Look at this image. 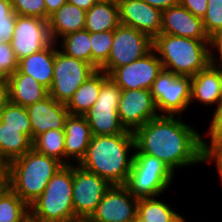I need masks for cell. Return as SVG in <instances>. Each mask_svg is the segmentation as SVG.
I'll return each instance as SVG.
<instances>
[{"label": "cell", "mask_w": 222, "mask_h": 222, "mask_svg": "<svg viewBox=\"0 0 222 222\" xmlns=\"http://www.w3.org/2000/svg\"><path fill=\"white\" fill-rule=\"evenodd\" d=\"M7 89L9 101L23 107L42 101L49 96V90L46 87L32 76L20 73L18 70L8 77Z\"/></svg>", "instance_id": "ffe728a7"}, {"label": "cell", "mask_w": 222, "mask_h": 222, "mask_svg": "<svg viewBox=\"0 0 222 222\" xmlns=\"http://www.w3.org/2000/svg\"><path fill=\"white\" fill-rule=\"evenodd\" d=\"M108 77L109 75L100 69L91 74L66 104L69 114L83 116L87 113L96 102L103 82Z\"/></svg>", "instance_id": "d4e9b609"}, {"label": "cell", "mask_w": 222, "mask_h": 222, "mask_svg": "<svg viewBox=\"0 0 222 222\" xmlns=\"http://www.w3.org/2000/svg\"><path fill=\"white\" fill-rule=\"evenodd\" d=\"M135 222H143V219L137 214L135 217Z\"/></svg>", "instance_id": "db71d44e"}, {"label": "cell", "mask_w": 222, "mask_h": 222, "mask_svg": "<svg viewBox=\"0 0 222 222\" xmlns=\"http://www.w3.org/2000/svg\"><path fill=\"white\" fill-rule=\"evenodd\" d=\"M139 198L125 185H112L86 222H127L135 219Z\"/></svg>", "instance_id": "9a60e30c"}, {"label": "cell", "mask_w": 222, "mask_h": 222, "mask_svg": "<svg viewBox=\"0 0 222 222\" xmlns=\"http://www.w3.org/2000/svg\"><path fill=\"white\" fill-rule=\"evenodd\" d=\"M29 215V206L10 188L0 194V222H23Z\"/></svg>", "instance_id": "f546056e"}, {"label": "cell", "mask_w": 222, "mask_h": 222, "mask_svg": "<svg viewBox=\"0 0 222 222\" xmlns=\"http://www.w3.org/2000/svg\"><path fill=\"white\" fill-rule=\"evenodd\" d=\"M63 165L58 159L40 154L32 148L9 162V188L30 206Z\"/></svg>", "instance_id": "277c9868"}, {"label": "cell", "mask_w": 222, "mask_h": 222, "mask_svg": "<svg viewBox=\"0 0 222 222\" xmlns=\"http://www.w3.org/2000/svg\"><path fill=\"white\" fill-rule=\"evenodd\" d=\"M18 59L10 43H0V70L7 76H11L18 70Z\"/></svg>", "instance_id": "d590c367"}, {"label": "cell", "mask_w": 222, "mask_h": 222, "mask_svg": "<svg viewBox=\"0 0 222 222\" xmlns=\"http://www.w3.org/2000/svg\"><path fill=\"white\" fill-rule=\"evenodd\" d=\"M114 30L90 32L92 66L98 70L108 60L113 43Z\"/></svg>", "instance_id": "4dcf8cb0"}, {"label": "cell", "mask_w": 222, "mask_h": 222, "mask_svg": "<svg viewBox=\"0 0 222 222\" xmlns=\"http://www.w3.org/2000/svg\"><path fill=\"white\" fill-rule=\"evenodd\" d=\"M202 21L204 30L211 39L222 29V0H207V12Z\"/></svg>", "instance_id": "1f68e13d"}, {"label": "cell", "mask_w": 222, "mask_h": 222, "mask_svg": "<svg viewBox=\"0 0 222 222\" xmlns=\"http://www.w3.org/2000/svg\"><path fill=\"white\" fill-rule=\"evenodd\" d=\"M32 127V141L51 129H64L69 111L66 104L57 102L50 95L26 107Z\"/></svg>", "instance_id": "e0dca14e"}, {"label": "cell", "mask_w": 222, "mask_h": 222, "mask_svg": "<svg viewBox=\"0 0 222 222\" xmlns=\"http://www.w3.org/2000/svg\"><path fill=\"white\" fill-rule=\"evenodd\" d=\"M211 42H222V29L211 38Z\"/></svg>", "instance_id": "681fc988"}, {"label": "cell", "mask_w": 222, "mask_h": 222, "mask_svg": "<svg viewBox=\"0 0 222 222\" xmlns=\"http://www.w3.org/2000/svg\"><path fill=\"white\" fill-rule=\"evenodd\" d=\"M206 136H209L210 141L208 142L202 134V148L204 155L219 141H222V102L214 108L212 117L208 126Z\"/></svg>", "instance_id": "d6a6232c"}, {"label": "cell", "mask_w": 222, "mask_h": 222, "mask_svg": "<svg viewBox=\"0 0 222 222\" xmlns=\"http://www.w3.org/2000/svg\"><path fill=\"white\" fill-rule=\"evenodd\" d=\"M60 41V42H59ZM57 44H61V52L65 55L92 65L90 32L81 30L65 35Z\"/></svg>", "instance_id": "4316f807"}, {"label": "cell", "mask_w": 222, "mask_h": 222, "mask_svg": "<svg viewBox=\"0 0 222 222\" xmlns=\"http://www.w3.org/2000/svg\"><path fill=\"white\" fill-rule=\"evenodd\" d=\"M161 34L211 40L204 30L202 18L196 17L179 3L162 11Z\"/></svg>", "instance_id": "ac0fdd59"}, {"label": "cell", "mask_w": 222, "mask_h": 222, "mask_svg": "<svg viewBox=\"0 0 222 222\" xmlns=\"http://www.w3.org/2000/svg\"><path fill=\"white\" fill-rule=\"evenodd\" d=\"M9 102L8 89H0V119L6 104Z\"/></svg>", "instance_id": "bcb514c9"}, {"label": "cell", "mask_w": 222, "mask_h": 222, "mask_svg": "<svg viewBox=\"0 0 222 222\" xmlns=\"http://www.w3.org/2000/svg\"><path fill=\"white\" fill-rule=\"evenodd\" d=\"M158 197L140 198L137 206V214L143 222H173L180 216L170 207V203L160 201Z\"/></svg>", "instance_id": "83f0119b"}, {"label": "cell", "mask_w": 222, "mask_h": 222, "mask_svg": "<svg viewBox=\"0 0 222 222\" xmlns=\"http://www.w3.org/2000/svg\"><path fill=\"white\" fill-rule=\"evenodd\" d=\"M52 42L47 20L17 15L10 44L18 61L43 50Z\"/></svg>", "instance_id": "7c38bea8"}, {"label": "cell", "mask_w": 222, "mask_h": 222, "mask_svg": "<svg viewBox=\"0 0 222 222\" xmlns=\"http://www.w3.org/2000/svg\"><path fill=\"white\" fill-rule=\"evenodd\" d=\"M190 100L191 104L195 100L200 104L214 107L222 102L219 71L212 63L191 77Z\"/></svg>", "instance_id": "44dd1931"}, {"label": "cell", "mask_w": 222, "mask_h": 222, "mask_svg": "<svg viewBox=\"0 0 222 222\" xmlns=\"http://www.w3.org/2000/svg\"><path fill=\"white\" fill-rule=\"evenodd\" d=\"M6 17H17V14L12 9L11 0H0V19Z\"/></svg>", "instance_id": "b9f144b4"}, {"label": "cell", "mask_w": 222, "mask_h": 222, "mask_svg": "<svg viewBox=\"0 0 222 222\" xmlns=\"http://www.w3.org/2000/svg\"><path fill=\"white\" fill-rule=\"evenodd\" d=\"M23 222H42L29 215Z\"/></svg>", "instance_id": "f907efd6"}, {"label": "cell", "mask_w": 222, "mask_h": 222, "mask_svg": "<svg viewBox=\"0 0 222 222\" xmlns=\"http://www.w3.org/2000/svg\"><path fill=\"white\" fill-rule=\"evenodd\" d=\"M121 92L120 87L110 77L103 82L96 102L83 115L90 125L92 135H115L127 131L117 111Z\"/></svg>", "instance_id": "ba28073f"}, {"label": "cell", "mask_w": 222, "mask_h": 222, "mask_svg": "<svg viewBox=\"0 0 222 222\" xmlns=\"http://www.w3.org/2000/svg\"><path fill=\"white\" fill-rule=\"evenodd\" d=\"M72 187L73 164L63 165L29 206L30 215L42 222H79L74 213Z\"/></svg>", "instance_id": "5b68a950"}, {"label": "cell", "mask_w": 222, "mask_h": 222, "mask_svg": "<svg viewBox=\"0 0 222 222\" xmlns=\"http://www.w3.org/2000/svg\"><path fill=\"white\" fill-rule=\"evenodd\" d=\"M5 126L31 127L26 107L8 102L2 112L1 119Z\"/></svg>", "instance_id": "836d02e7"}, {"label": "cell", "mask_w": 222, "mask_h": 222, "mask_svg": "<svg viewBox=\"0 0 222 222\" xmlns=\"http://www.w3.org/2000/svg\"><path fill=\"white\" fill-rule=\"evenodd\" d=\"M204 162L215 163V169L219 174L220 180L222 182V141L217 142L205 155Z\"/></svg>", "instance_id": "8d00e7d4"}, {"label": "cell", "mask_w": 222, "mask_h": 222, "mask_svg": "<svg viewBox=\"0 0 222 222\" xmlns=\"http://www.w3.org/2000/svg\"><path fill=\"white\" fill-rule=\"evenodd\" d=\"M211 52H212V61L216 64H222V42H211Z\"/></svg>", "instance_id": "ee69618b"}, {"label": "cell", "mask_w": 222, "mask_h": 222, "mask_svg": "<svg viewBox=\"0 0 222 222\" xmlns=\"http://www.w3.org/2000/svg\"><path fill=\"white\" fill-rule=\"evenodd\" d=\"M174 174L157 157L148 154H134L125 186L136 198L158 197L169 189Z\"/></svg>", "instance_id": "8992f818"}, {"label": "cell", "mask_w": 222, "mask_h": 222, "mask_svg": "<svg viewBox=\"0 0 222 222\" xmlns=\"http://www.w3.org/2000/svg\"><path fill=\"white\" fill-rule=\"evenodd\" d=\"M181 116L159 115L134 132V154H148L175 169L205 164L202 135Z\"/></svg>", "instance_id": "6da1fadb"}, {"label": "cell", "mask_w": 222, "mask_h": 222, "mask_svg": "<svg viewBox=\"0 0 222 222\" xmlns=\"http://www.w3.org/2000/svg\"><path fill=\"white\" fill-rule=\"evenodd\" d=\"M178 3L196 17L202 18L207 12V0H178Z\"/></svg>", "instance_id": "74e56055"}, {"label": "cell", "mask_w": 222, "mask_h": 222, "mask_svg": "<svg viewBox=\"0 0 222 222\" xmlns=\"http://www.w3.org/2000/svg\"><path fill=\"white\" fill-rule=\"evenodd\" d=\"M86 11L66 2L48 19L50 37L53 42L67 34L85 29Z\"/></svg>", "instance_id": "603a6c76"}, {"label": "cell", "mask_w": 222, "mask_h": 222, "mask_svg": "<svg viewBox=\"0 0 222 222\" xmlns=\"http://www.w3.org/2000/svg\"><path fill=\"white\" fill-rule=\"evenodd\" d=\"M150 6L157 8L161 11L173 7L178 4V0H142Z\"/></svg>", "instance_id": "60d3db41"}, {"label": "cell", "mask_w": 222, "mask_h": 222, "mask_svg": "<svg viewBox=\"0 0 222 222\" xmlns=\"http://www.w3.org/2000/svg\"><path fill=\"white\" fill-rule=\"evenodd\" d=\"M153 48V40L133 27L120 24L114 30L108 60L100 67L108 75L116 68L144 57Z\"/></svg>", "instance_id": "30bf717a"}, {"label": "cell", "mask_w": 222, "mask_h": 222, "mask_svg": "<svg viewBox=\"0 0 222 222\" xmlns=\"http://www.w3.org/2000/svg\"><path fill=\"white\" fill-rule=\"evenodd\" d=\"M133 151L134 132L93 135L86 155L79 165L107 180L111 185H125L133 162Z\"/></svg>", "instance_id": "7a4b0ae2"}, {"label": "cell", "mask_w": 222, "mask_h": 222, "mask_svg": "<svg viewBox=\"0 0 222 222\" xmlns=\"http://www.w3.org/2000/svg\"><path fill=\"white\" fill-rule=\"evenodd\" d=\"M173 222H187L183 215H180Z\"/></svg>", "instance_id": "816d5d0a"}, {"label": "cell", "mask_w": 222, "mask_h": 222, "mask_svg": "<svg viewBox=\"0 0 222 222\" xmlns=\"http://www.w3.org/2000/svg\"><path fill=\"white\" fill-rule=\"evenodd\" d=\"M46 5V20L48 21L49 16L56 12L67 0H44Z\"/></svg>", "instance_id": "7bdbcfd3"}, {"label": "cell", "mask_w": 222, "mask_h": 222, "mask_svg": "<svg viewBox=\"0 0 222 222\" xmlns=\"http://www.w3.org/2000/svg\"><path fill=\"white\" fill-rule=\"evenodd\" d=\"M9 162L0 159V194L9 189Z\"/></svg>", "instance_id": "ab89813d"}, {"label": "cell", "mask_w": 222, "mask_h": 222, "mask_svg": "<svg viewBox=\"0 0 222 222\" xmlns=\"http://www.w3.org/2000/svg\"><path fill=\"white\" fill-rule=\"evenodd\" d=\"M117 111L123 127L131 132L159 116L148 89L122 90Z\"/></svg>", "instance_id": "5bb4252c"}, {"label": "cell", "mask_w": 222, "mask_h": 222, "mask_svg": "<svg viewBox=\"0 0 222 222\" xmlns=\"http://www.w3.org/2000/svg\"><path fill=\"white\" fill-rule=\"evenodd\" d=\"M219 71V78H220V91H221V101H222V64H216L213 61L211 62Z\"/></svg>", "instance_id": "c3c4849f"}, {"label": "cell", "mask_w": 222, "mask_h": 222, "mask_svg": "<svg viewBox=\"0 0 222 222\" xmlns=\"http://www.w3.org/2000/svg\"><path fill=\"white\" fill-rule=\"evenodd\" d=\"M64 129L48 130L32 141V148L43 155L58 159L65 165Z\"/></svg>", "instance_id": "f1b7e54d"}, {"label": "cell", "mask_w": 222, "mask_h": 222, "mask_svg": "<svg viewBox=\"0 0 222 222\" xmlns=\"http://www.w3.org/2000/svg\"><path fill=\"white\" fill-rule=\"evenodd\" d=\"M152 49L163 69L179 76L193 77L212 62L211 40L160 34L153 39Z\"/></svg>", "instance_id": "3957f363"}, {"label": "cell", "mask_w": 222, "mask_h": 222, "mask_svg": "<svg viewBox=\"0 0 222 222\" xmlns=\"http://www.w3.org/2000/svg\"><path fill=\"white\" fill-rule=\"evenodd\" d=\"M120 25L117 3L96 2L86 11L85 30L89 32H104L115 30Z\"/></svg>", "instance_id": "484cf974"}, {"label": "cell", "mask_w": 222, "mask_h": 222, "mask_svg": "<svg viewBox=\"0 0 222 222\" xmlns=\"http://www.w3.org/2000/svg\"><path fill=\"white\" fill-rule=\"evenodd\" d=\"M96 69L89 63L69 57L55 43L54 75L49 95L67 104L74 92Z\"/></svg>", "instance_id": "9c48e42d"}, {"label": "cell", "mask_w": 222, "mask_h": 222, "mask_svg": "<svg viewBox=\"0 0 222 222\" xmlns=\"http://www.w3.org/2000/svg\"><path fill=\"white\" fill-rule=\"evenodd\" d=\"M162 69V63L152 49L144 57L114 69L109 77L121 90H150Z\"/></svg>", "instance_id": "4fadbf2b"}, {"label": "cell", "mask_w": 222, "mask_h": 222, "mask_svg": "<svg viewBox=\"0 0 222 222\" xmlns=\"http://www.w3.org/2000/svg\"><path fill=\"white\" fill-rule=\"evenodd\" d=\"M120 24L147 34L152 40L161 34L162 11L142 0H118Z\"/></svg>", "instance_id": "2e32d148"}, {"label": "cell", "mask_w": 222, "mask_h": 222, "mask_svg": "<svg viewBox=\"0 0 222 222\" xmlns=\"http://www.w3.org/2000/svg\"><path fill=\"white\" fill-rule=\"evenodd\" d=\"M8 77L0 70V89H7Z\"/></svg>", "instance_id": "7dc6e473"}, {"label": "cell", "mask_w": 222, "mask_h": 222, "mask_svg": "<svg viewBox=\"0 0 222 222\" xmlns=\"http://www.w3.org/2000/svg\"><path fill=\"white\" fill-rule=\"evenodd\" d=\"M12 9L17 15L34 16L46 20L44 0H11Z\"/></svg>", "instance_id": "e575fe53"}, {"label": "cell", "mask_w": 222, "mask_h": 222, "mask_svg": "<svg viewBox=\"0 0 222 222\" xmlns=\"http://www.w3.org/2000/svg\"><path fill=\"white\" fill-rule=\"evenodd\" d=\"M111 186L97 174L73 164L72 199L75 217L79 222H86L92 216Z\"/></svg>", "instance_id": "8fae6325"}, {"label": "cell", "mask_w": 222, "mask_h": 222, "mask_svg": "<svg viewBox=\"0 0 222 222\" xmlns=\"http://www.w3.org/2000/svg\"><path fill=\"white\" fill-rule=\"evenodd\" d=\"M16 17L0 19V43H10L14 34Z\"/></svg>", "instance_id": "f35d334b"}, {"label": "cell", "mask_w": 222, "mask_h": 222, "mask_svg": "<svg viewBox=\"0 0 222 222\" xmlns=\"http://www.w3.org/2000/svg\"><path fill=\"white\" fill-rule=\"evenodd\" d=\"M32 149V127L5 126L0 120V159L8 162Z\"/></svg>", "instance_id": "cb8c5ba5"}, {"label": "cell", "mask_w": 222, "mask_h": 222, "mask_svg": "<svg viewBox=\"0 0 222 222\" xmlns=\"http://www.w3.org/2000/svg\"><path fill=\"white\" fill-rule=\"evenodd\" d=\"M151 93L159 115L182 116L191 104V77L162 69Z\"/></svg>", "instance_id": "52a82bcc"}, {"label": "cell", "mask_w": 222, "mask_h": 222, "mask_svg": "<svg viewBox=\"0 0 222 222\" xmlns=\"http://www.w3.org/2000/svg\"><path fill=\"white\" fill-rule=\"evenodd\" d=\"M55 42L18 62L20 73L32 76L42 86L50 89L54 75Z\"/></svg>", "instance_id": "7402d4cb"}, {"label": "cell", "mask_w": 222, "mask_h": 222, "mask_svg": "<svg viewBox=\"0 0 222 222\" xmlns=\"http://www.w3.org/2000/svg\"><path fill=\"white\" fill-rule=\"evenodd\" d=\"M67 2L76 5L85 11H88L96 4V0H67Z\"/></svg>", "instance_id": "f6af8a7d"}, {"label": "cell", "mask_w": 222, "mask_h": 222, "mask_svg": "<svg viewBox=\"0 0 222 222\" xmlns=\"http://www.w3.org/2000/svg\"><path fill=\"white\" fill-rule=\"evenodd\" d=\"M64 134L65 165L74 163L79 165L86 155L93 136L90 125L84 116L69 114L65 121Z\"/></svg>", "instance_id": "d6986e66"}, {"label": "cell", "mask_w": 222, "mask_h": 222, "mask_svg": "<svg viewBox=\"0 0 222 222\" xmlns=\"http://www.w3.org/2000/svg\"><path fill=\"white\" fill-rule=\"evenodd\" d=\"M96 2H104V3H118V0H96Z\"/></svg>", "instance_id": "f5cc1de1"}]
</instances>
